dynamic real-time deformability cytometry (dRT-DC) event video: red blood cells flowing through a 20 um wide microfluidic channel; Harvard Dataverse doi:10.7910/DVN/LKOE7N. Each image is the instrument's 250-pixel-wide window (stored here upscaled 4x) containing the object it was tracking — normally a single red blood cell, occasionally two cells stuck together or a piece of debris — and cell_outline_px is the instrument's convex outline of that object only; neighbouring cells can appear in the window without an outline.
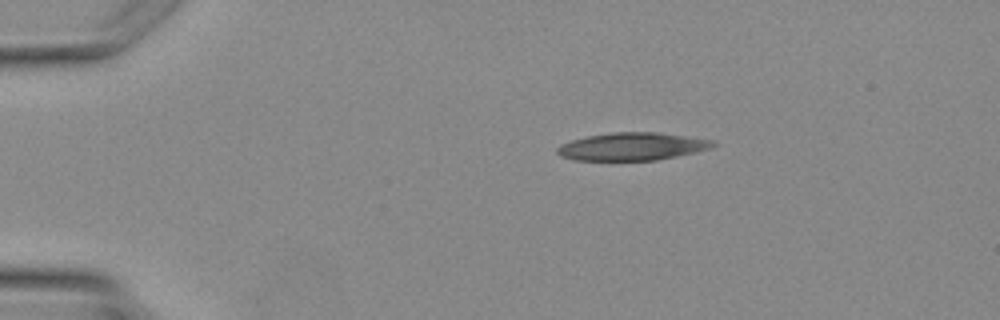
{"species": "Egyptian fruit bat (a non-hibernating species)", "species_latin": "Rousettus aegyptiacus", "temperature_condition": "warm", "stored_images_in_passage": 2, "camera_frame_rate_fps": 3000, "um_per_image_px": 0.085, "animal": {"sex": "female"}, "frame": {"image": 1, "passage_image": 1, "time_ms": 0.0, "image_size_px": [1000, 320], "cell_outline_px": [[716, 144], [712, 148], [696, 152], [656, 160], [572, 160], [560, 156], [556, 152], [556, 148], [572, 140], [588, 136], [616, 132], [656, 132], [712, 140]], "centroid_in_image_um": [53.73, 12.46], "position_along_channel_um": 31.3, "area_um2": 24.91}}